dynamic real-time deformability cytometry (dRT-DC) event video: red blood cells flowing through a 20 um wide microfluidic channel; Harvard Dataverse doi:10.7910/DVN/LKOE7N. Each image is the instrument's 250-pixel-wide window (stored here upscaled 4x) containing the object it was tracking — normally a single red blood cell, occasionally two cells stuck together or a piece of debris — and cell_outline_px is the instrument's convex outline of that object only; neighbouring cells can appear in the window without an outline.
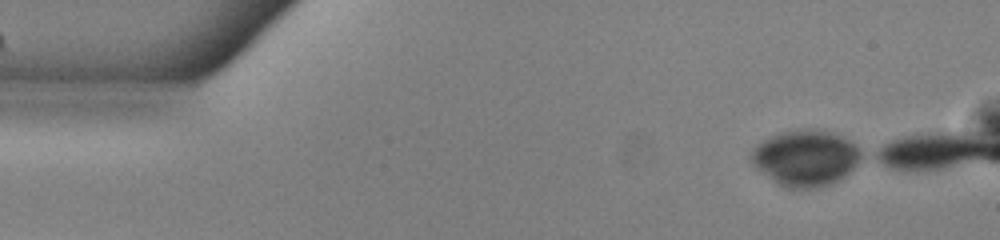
{"species": "common noctule bat (a hibernating species)", "species_latin": "Nyctalus noctula", "temperature_condition": "warm", "stored_images_in_passage": 1, "camera_frame_rate_fps": 3000, "um_per_image_px": 0.085, "animal": {"sex": "male", "body_mass_g": 13.0, "forearm_length_mm": 53.1}, "frame": {"image": 1, "passage_image": 1, "time_ms": 0.0, "image_size_px": [1000, 240], "cell_outline_px": [[864, 156], [840, 180], [832, 184], [820, 188], [784, 188], [776, 184], [756, 168], [752, 164], [752, 152], [764, 140], [780, 132], [808, 128], [812, 128], [832, 132], [852, 140], [864, 152]], "centroid_in_image_um": [68.53, 13.44], "position_along_channel_um": 16.5, "area_um2": 36.18}}